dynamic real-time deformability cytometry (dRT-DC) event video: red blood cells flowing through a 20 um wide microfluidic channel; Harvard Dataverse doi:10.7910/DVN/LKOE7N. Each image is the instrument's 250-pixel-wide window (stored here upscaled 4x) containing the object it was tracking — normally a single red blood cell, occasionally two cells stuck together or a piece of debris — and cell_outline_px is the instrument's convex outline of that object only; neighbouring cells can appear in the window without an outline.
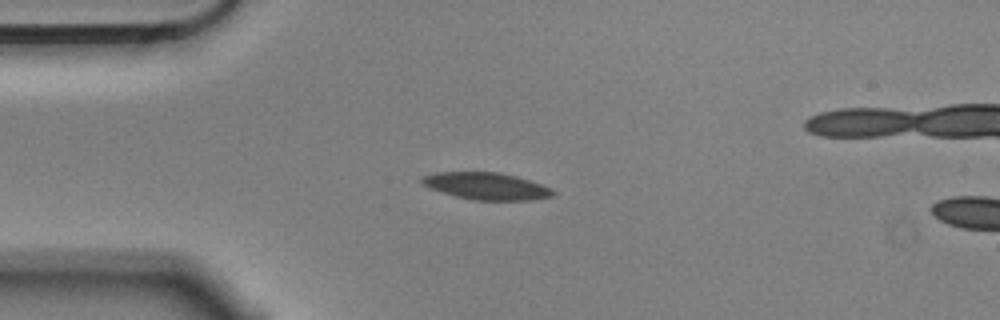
{"species": "Egyptian fruit bat (a non-hibernating species)", "species_latin": "Rousettus aegyptiacus", "temperature_condition": "cold", "stored_images_in_passage": 4, "camera_frame_rate_fps": 3000, "um_per_image_px": 0.085, "animal": {"sex": "male"}, "frame": {"image": 1, "passage_image": 3, "time_ms": 0.667, "image_size_px": [1000, 320], "cell_outline_px": [[556, 192], [552, 196], [532, 200], [472, 200], [456, 196], [428, 188], [420, 184], [420, 180], [424, 176], [436, 172], [500, 172], [516, 176], [552, 188]], "centroid_in_image_um": [41.32, 15.82], "position_along_channel_um": 43.7, "area_um2": 20.69}}